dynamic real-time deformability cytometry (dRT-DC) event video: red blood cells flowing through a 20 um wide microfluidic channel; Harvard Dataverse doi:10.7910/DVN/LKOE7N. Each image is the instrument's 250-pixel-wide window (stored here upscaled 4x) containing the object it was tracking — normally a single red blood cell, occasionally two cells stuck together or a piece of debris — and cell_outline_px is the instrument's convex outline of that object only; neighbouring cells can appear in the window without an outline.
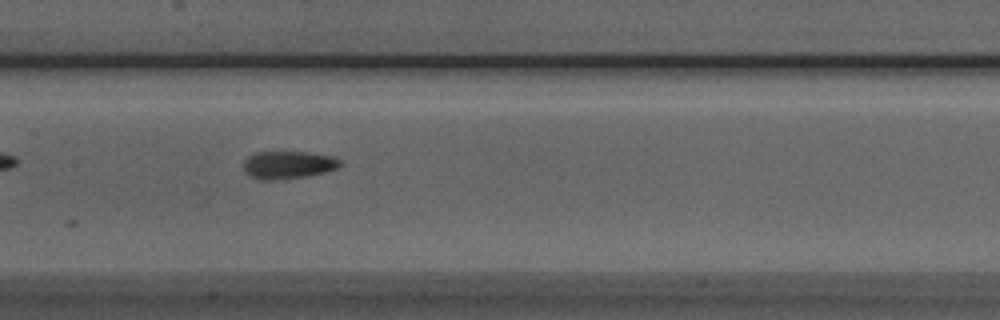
{"species": "Egyptian fruit bat (a non-hibernating species)", "species_latin": "Rousettus aegyptiacus", "temperature_condition": "room temperature", "stored_images_in_passage": 7, "camera_frame_rate_fps": 3000, "um_per_image_px": 0.085, "animal": {"sex": "male"}, "frame": {"image": 1, "passage_image": 5, "time_ms": 5.333, "image_size_px": [1000, 320], "cell_outline_px": [[344, 164], [336, 168], [324, 172], [308, 176], [276, 180], [260, 180], [248, 176], [244, 172], [244, 160], [248, 156], [256, 152], [308, 152], [332, 156], [340, 160]], "centroid_in_image_um": [24.47, 14.02], "position_along_channel_um": 182.9, "area_um2": 15.78}}
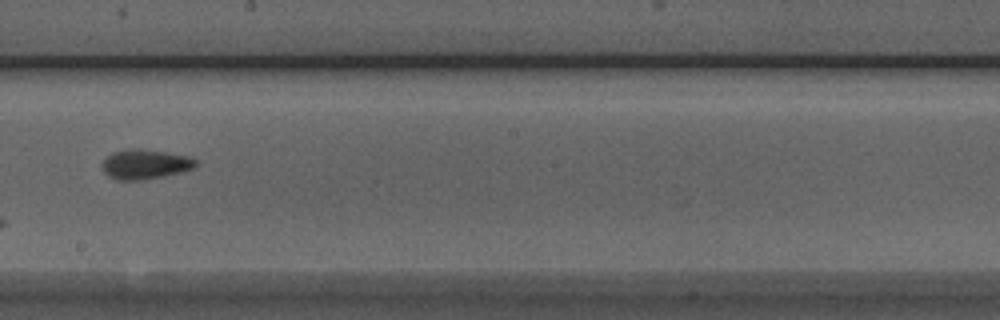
{"frame": {"image": 2, "passage_image": 6, "time_ms": 6.667, "image_size_px": [1000, 320], "cell_outline_px": [[200, 164], [196, 168], [164, 176], [140, 180], [116, 180], [108, 176], [104, 172], [100, 164], [112, 152], [164, 152], [188, 156], [196, 160]], "centroid_in_image_um": [12.38, 14.03], "position_along_channel_um": 235.8, "area_um2": 15.49}}
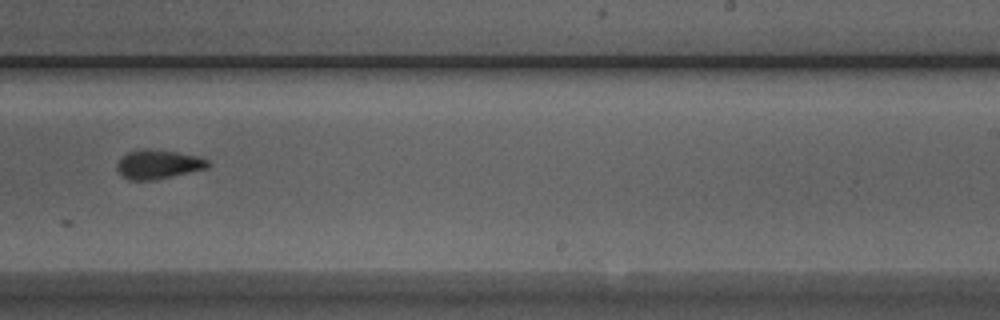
{"frame": {"image": 3, "passage_image": 7, "time_ms": 7.667, "image_size_px": [1000, 320], "cell_outline_px": [[212, 164], [208, 168], [152, 180], [128, 180], [116, 168], [116, 164], [128, 152], [144, 148], [148, 148], [176, 152], [200, 156], [208, 160]], "centroid_in_image_um": [13.48, 13.95], "position_along_channel_um": 275.5, "area_um2": 15.32}}